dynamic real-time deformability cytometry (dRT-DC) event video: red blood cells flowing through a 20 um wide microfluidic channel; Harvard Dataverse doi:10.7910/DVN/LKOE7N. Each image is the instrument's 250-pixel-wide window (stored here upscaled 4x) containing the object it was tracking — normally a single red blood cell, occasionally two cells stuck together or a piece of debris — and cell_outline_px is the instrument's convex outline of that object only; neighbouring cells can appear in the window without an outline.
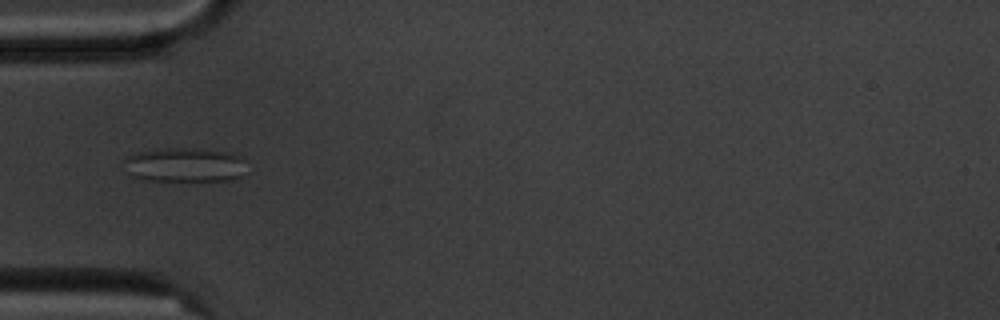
{"species": "common noctule bat (a hibernating species)", "species_latin": "Nyctalus noctula", "temperature_condition": "cold", "stored_images_in_passage": 8, "camera_frame_rate_fps": 3000, "um_per_image_px": 0.085, "animal": {"sex": "male", "body_mass_g": 20.1, "forearm_length_mm": 53.5}, "frame": {"image": 1, "passage_image": 6, "time_ms": 5.667, "image_size_px": [1000, 320], "cell_outline_px": [[248, 172], [232, 180], [148, 180], [132, 176], [128, 172], [124, 160], [124, 156], [136, 152], [168, 148], [196, 148], [232, 152], [240, 156], [244, 160]], "centroid_in_image_um": [15.76, 14.0], "position_along_channel_um": 69.2, "area_um2": 24.74}}
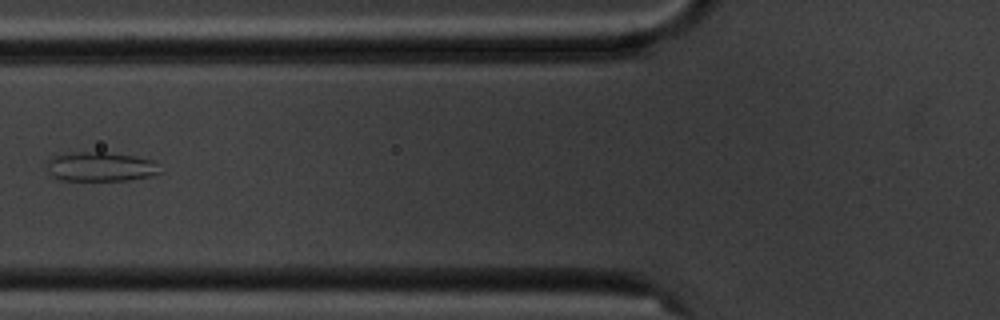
{"frame": {"image": 2, "passage_image": 7, "time_ms": 7.0, "image_size_px": [1000, 320], "cell_outline_px": [[164, 172], [152, 176], [128, 180], [60, 180], [52, 176], [48, 172], [48, 160], [52, 156], [72, 152], [104, 152], [136, 156], [156, 160]], "centroid_in_image_um": [8.62, 14.17], "position_along_channel_um": 117.2, "area_um2": 19.71}}